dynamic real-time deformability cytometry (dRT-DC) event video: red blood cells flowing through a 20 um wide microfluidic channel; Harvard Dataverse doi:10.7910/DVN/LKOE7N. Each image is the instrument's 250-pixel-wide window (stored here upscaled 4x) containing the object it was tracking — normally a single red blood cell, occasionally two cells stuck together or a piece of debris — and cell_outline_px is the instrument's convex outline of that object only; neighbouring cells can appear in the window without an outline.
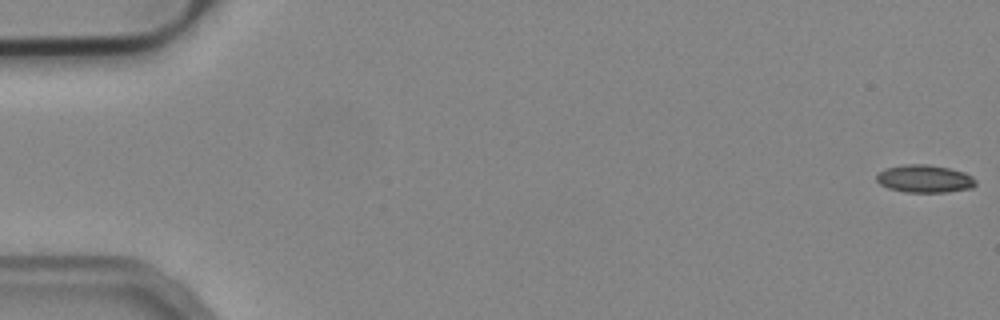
{"species": "common noctule bat (a hibernating species)", "species_latin": "Nyctalus noctula", "temperature_condition": "cold", "stored_images_in_passage": 54, "camera_frame_rate_fps": 3000, "um_per_image_px": 0.085, "animal": {"sex": "male", "body_mass_g": 19.2, "forearm_length_mm": 51.8}, "frame": {"image": 1, "passage_image": 1, "time_ms": 0.0, "image_size_px": [1000, 320], "cell_outline_px": [[976, 184], [972, 188], [948, 192], [904, 192], [888, 188], [880, 184], [876, 180], [876, 176], [884, 168], [904, 164], [928, 164], [948, 168], [964, 172], [972, 176], [976, 180]], "centroid_in_image_um": [78.59, 15.19], "position_along_channel_um": 6.4, "area_um2": 16.13}}
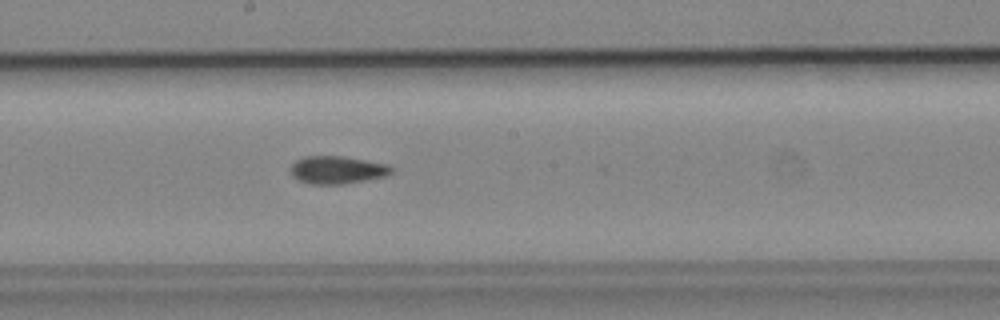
{"frame": {"image": 2, "passage_image": 30, "time_ms": 9.667, "image_size_px": [1000, 320], "cell_outline_px": [[396, 168], [388, 176], [368, 180], [344, 184], [312, 184], [300, 180], [292, 176], [292, 164], [296, 160], [304, 156], [344, 156], [388, 164]], "centroid_in_image_um": [28.74, 14.44], "position_along_channel_um": 219.5, "area_um2": 16.47}}
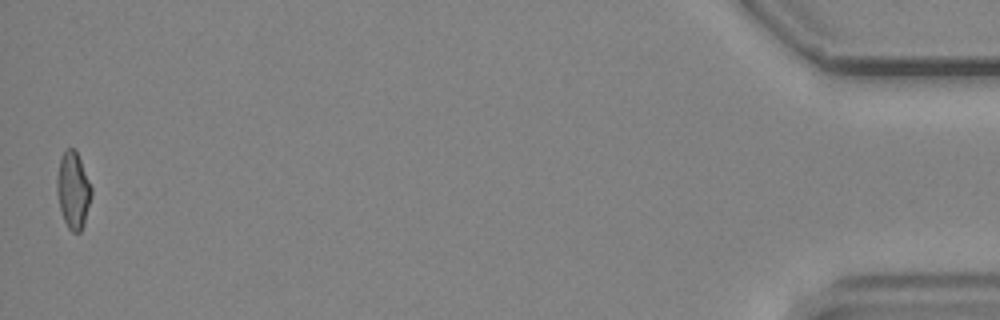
{"frame": {"image": 3, "passage_image": 54, "time_ms": 17.667, "image_size_px": [1000, 320], "cell_outline_px": [[92, 196], [84, 224], [80, 232], [72, 232], [68, 228], [64, 220], [60, 208], [56, 192], [56, 176], [60, 160], [64, 152], [68, 148], [72, 148], [76, 152], [80, 160], [92, 188]], "centroid_in_image_um": [6.21, 16.2], "position_along_channel_um": 429.0, "area_um2": 15.32}, "authors_computed_cell_mechanics": {"area_um2": 16.2129, "velocity_mm_per_s": 3.8177, "shape_relaxation_time_tau1_ms": null, "shape_relaxation_time_tau2_ms": 6.3682, "deformation_change_tau1": null, "deformation_change_tau2": 0.135}}